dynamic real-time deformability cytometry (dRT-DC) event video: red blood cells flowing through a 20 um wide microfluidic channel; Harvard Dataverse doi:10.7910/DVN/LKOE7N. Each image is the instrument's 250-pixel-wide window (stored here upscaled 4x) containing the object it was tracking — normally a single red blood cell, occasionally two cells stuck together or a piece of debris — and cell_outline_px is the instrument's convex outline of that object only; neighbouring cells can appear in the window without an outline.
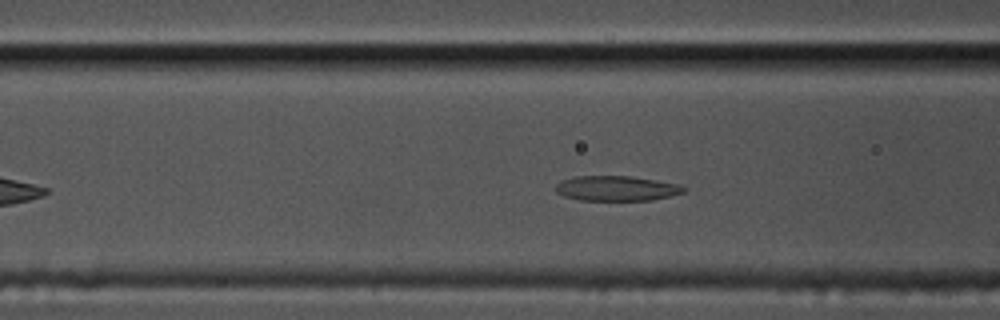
{"species": "common noctule bat (a hibernating species)", "species_latin": "Nyctalus noctula", "temperature_condition": "cold", "stored_images_in_passage": 51, "camera_frame_rate_fps": 3000, "um_per_image_px": 0.085, "animal": {"sex": "male", "body_mass_g": 17.5, "forearm_length_mm": 52.3}, "frame": {"image": 1, "passage_image": 15, "time_ms": 4.667, "image_size_px": [1000, 320], "cell_outline_px": [[688, 188], [684, 192], [652, 200], [580, 200], [564, 196], [556, 192], [556, 184], [560, 180], [576, 176], [632, 176], [680, 184]], "centroid_in_image_um": [52.41, 16.0], "position_along_channel_um": 114.2, "area_um2": 18.73}}
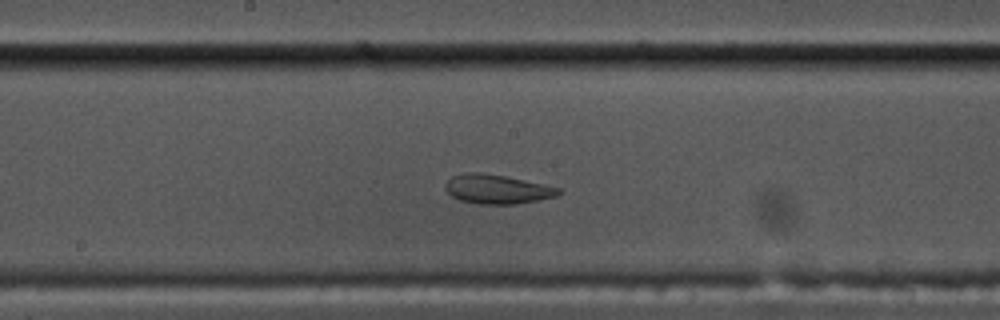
{"frame": {"image": 2, "passage_image": 23, "time_ms": 7.333, "image_size_px": [1000, 320], "cell_outline_px": [[564, 192], [556, 196], [516, 204], [476, 204], [460, 200], [452, 196], [444, 188], [444, 184], [452, 176], [468, 172], [480, 172], [504, 176], [560, 188]], "centroid_in_image_um": [42.22, 16.08], "position_along_channel_um": 206.0, "area_um2": 19.13}}
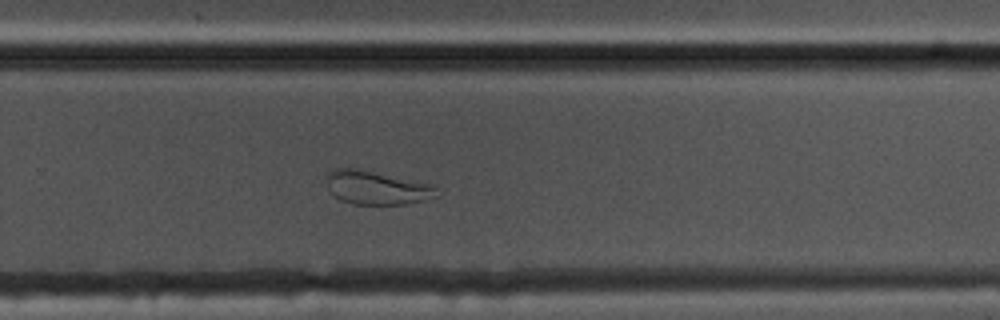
{"frame": {"image": 3, "passage_image": 31, "time_ms": 10.0, "image_size_px": [1000, 320], "cell_outline_px": [[440, 196], [424, 200], [404, 204], [352, 204], [340, 200], [328, 188], [328, 172], [336, 168], [352, 168], [432, 184], [436, 188]], "centroid_in_image_um": [32.04, 15.97], "position_along_channel_um": 297.8, "area_um2": 21.15}, "authors_computed_cell_mechanics": {"area_um2": 20.1722, "velocity_mm_per_s": 3.4493, "shape_relaxation_time_tau1_ms": null, "shape_relaxation_time_tau2_ms": 0.9803, "deformation_change_tau1": null, "deformation_change_tau2": 0.0522}}